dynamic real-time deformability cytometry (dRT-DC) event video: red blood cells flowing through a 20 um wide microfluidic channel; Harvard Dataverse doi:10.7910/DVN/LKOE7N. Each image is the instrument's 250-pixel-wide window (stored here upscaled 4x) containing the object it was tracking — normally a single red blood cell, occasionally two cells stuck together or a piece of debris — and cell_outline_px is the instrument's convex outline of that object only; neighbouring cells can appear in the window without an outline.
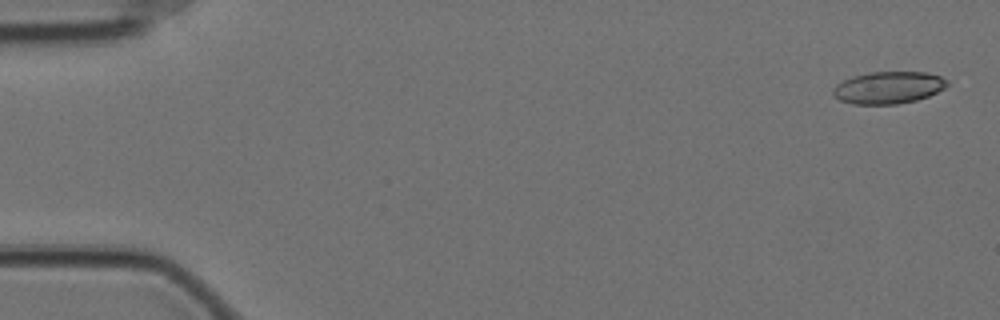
{"species": "Egyptian fruit bat (a non-hibernating species)", "species_latin": "Rousettus aegyptiacus", "temperature_condition": "cold", "stored_images_in_passage": 57, "camera_frame_rate_fps": 3000, "um_per_image_px": 0.085, "animal": {"sex": "female"}, "frame": {"image": 1, "passage_image": 1, "time_ms": 0.0, "image_size_px": [1000, 320], "cell_outline_px": [[948, 84], [944, 88], [928, 96], [916, 100], [896, 104], [852, 104], [840, 100], [832, 92], [832, 88], [836, 84], [852, 76], [868, 72], [924, 72], [940, 76], [948, 80]], "centroid_in_image_um": [75.5, 7.44], "position_along_channel_um": 9.5, "area_um2": 21.33}}
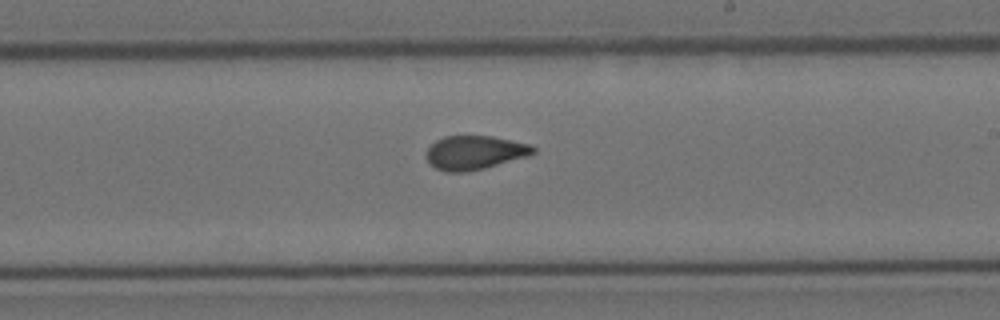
{"frame": {"image": 2, "passage_image": 33, "time_ms": 10.667, "image_size_px": [1000, 320], "cell_outline_px": [[536, 152], [528, 156], [484, 168], [468, 172], [448, 172], [436, 168], [424, 156], [428, 148], [436, 140], [444, 136], [492, 136], [532, 144], [536, 148]], "centroid_in_image_um": [40.37, 12.96], "position_along_channel_um": 248.6, "area_um2": 21.15}}
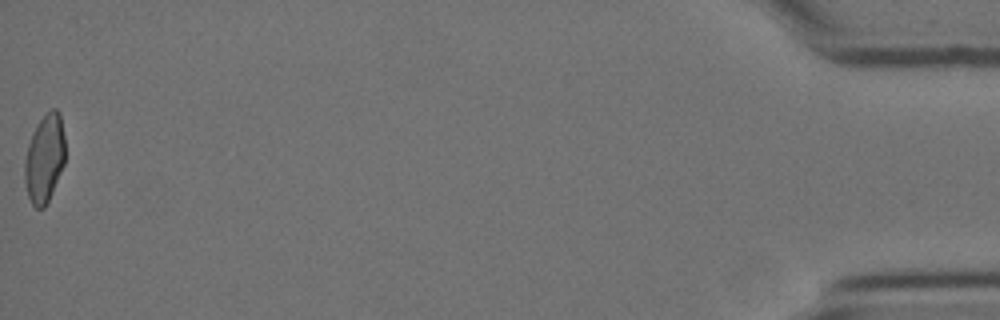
{"frame": {"image": 3, "passage_image": 57, "time_ms": 18.667, "image_size_px": [1000, 320], "cell_outline_px": [[64, 164], [52, 192], [44, 208], [36, 208], [32, 204], [28, 196], [24, 180], [24, 160], [28, 144], [32, 132], [40, 120], [52, 108], [56, 108], [60, 112], [64, 136]], "centroid_in_image_um": [3.77, 13.46], "position_along_channel_um": 431.4, "area_um2": 20.75}, "authors_computed_cell_mechanics": {"area_um2": 21.3282, "velocity_mm_per_s": 3.5081, "shape_relaxation_time_tau1_ms": 9.6222, "shape_relaxation_time_tau2_ms": 1.6256, "deformation_change_tau1": 0.2116, "deformation_change_tau2": 0.0698}}